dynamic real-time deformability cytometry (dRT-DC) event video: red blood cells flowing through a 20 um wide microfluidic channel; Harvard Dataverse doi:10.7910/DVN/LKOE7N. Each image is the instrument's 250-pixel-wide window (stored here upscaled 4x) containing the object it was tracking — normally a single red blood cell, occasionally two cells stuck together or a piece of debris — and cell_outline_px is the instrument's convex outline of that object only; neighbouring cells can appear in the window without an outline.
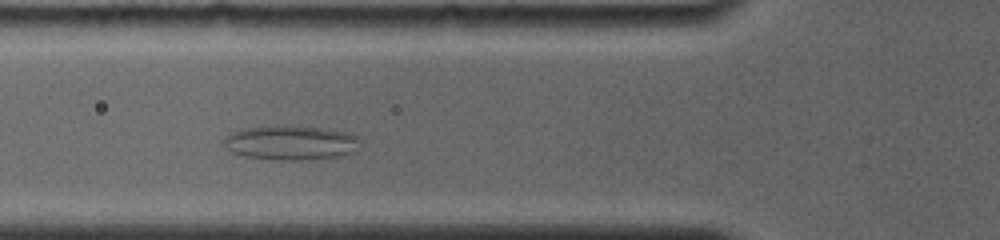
{"species": "common noctule bat (a hibernating species)", "species_latin": "Nyctalus noctula", "temperature_condition": "room temperature", "stored_images_in_passage": 45, "camera_frame_rate_fps": 4000, "um_per_image_px": 0.085, "animal": {"sex": "female", "body_mass_g": 19.0, "forearm_length_mm": 56.7}, "frame": {"image": 1, "passage_image": 13, "time_ms": 3.0, "image_size_px": [1000, 240], "cell_outline_px": [[360, 140], [356, 148], [352, 152], [336, 156], [304, 160], [276, 160], [244, 156], [232, 152], [224, 144], [224, 136], [232, 132], [244, 128], [324, 128], [348, 132], [356, 136]], "centroid_in_image_um": [24.71, 12.17], "position_along_channel_um": 101.1, "area_um2": 26.36}}
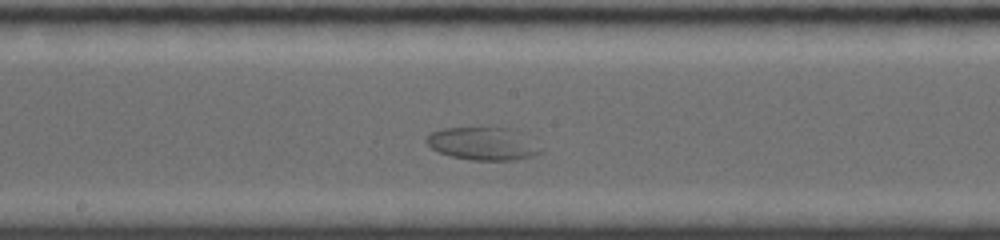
{"frame": {"image": 2, "passage_image": 25, "time_ms": 6.0, "image_size_px": [1000, 240], "cell_outline_px": [[544, 148], [540, 152], [532, 156], [512, 160], [472, 160], [452, 156], [440, 152], [432, 148], [424, 140], [432, 132], [444, 128], [508, 128], [532, 136]], "centroid_in_image_um": [41.14, 12.21], "position_along_channel_um": 207.1, "area_um2": 21.96}}
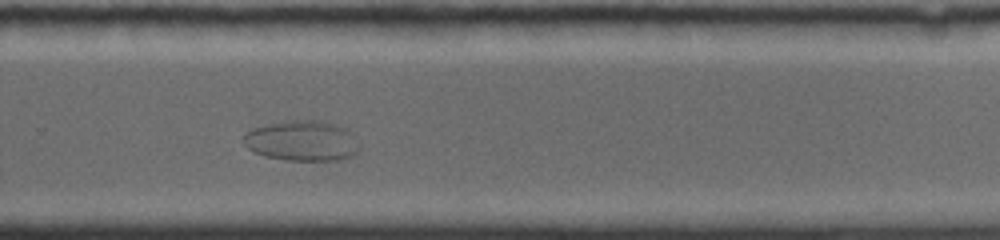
{"frame": {"image": 3, "passage_image": 36, "time_ms": 8.75, "image_size_px": [1000, 240], "cell_outline_px": [[360, 152], [352, 156], [336, 160], [288, 160], [264, 156], [248, 148], [244, 144], [244, 132], [252, 128], [284, 120], [312, 120], [332, 124], [344, 128], [348, 132]], "centroid_in_image_um": [25.59, 11.97], "position_along_channel_um": 304.2, "area_um2": 26.76}}